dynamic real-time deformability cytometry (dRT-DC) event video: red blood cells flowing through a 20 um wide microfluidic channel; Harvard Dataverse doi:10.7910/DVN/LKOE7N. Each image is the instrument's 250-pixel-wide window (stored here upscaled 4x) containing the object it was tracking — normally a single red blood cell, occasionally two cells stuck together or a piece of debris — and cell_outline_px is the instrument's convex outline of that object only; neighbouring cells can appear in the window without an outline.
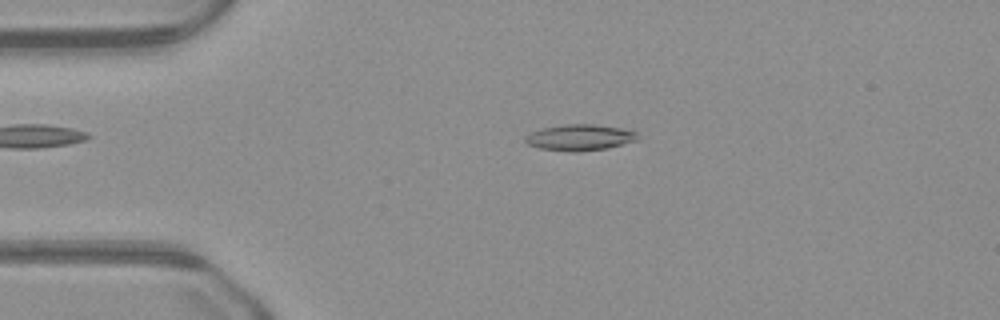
{"species": "common noctule bat (a hibernating species)", "species_latin": "Nyctalus noctula", "temperature_condition": "warm", "stored_images_in_passage": 49, "camera_frame_rate_fps": 3000, "um_per_image_px": 0.085, "animal": {"sex": "male", "body_mass_g": 23.1, "forearm_length_mm": 52.7}, "frame": {"image": 1, "passage_image": 10, "time_ms": 3.0, "image_size_px": [1000, 320], "cell_outline_px": [[640, 140], [608, 148], [576, 152], [572, 152], [540, 148], [528, 144], [524, 140], [524, 136], [540, 128], [564, 124], [592, 124], [620, 128], [640, 132]], "centroid_in_image_um": [49.33, 11.68], "position_along_channel_um": 35.7, "area_um2": 17.34}}
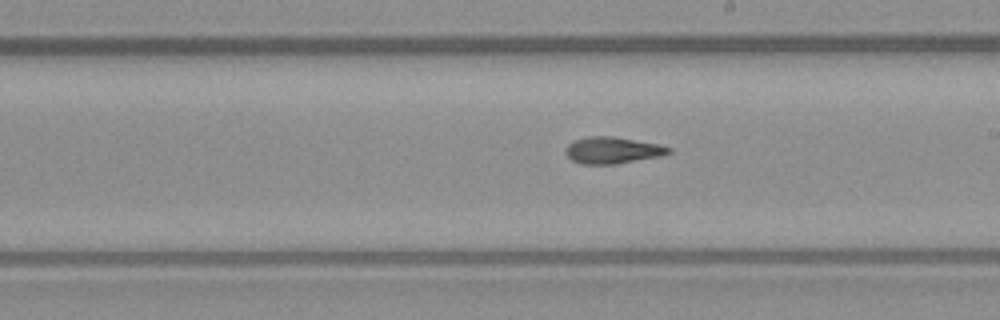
{"frame": {"image": 2, "passage_image": 27, "time_ms": 8.667, "image_size_px": [1000, 320], "cell_outline_px": [[672, 152], [660, 156], [616, 164], [580, 164], [572, 160], [564, 152], [564, 148], [568, 144], [576, 140], [588, 136], [612, 136], [660, 144], [672, 148]], "centroid_in_image_um": [52.06, 12.77], "position_along_channel_um": 236.9, "area_um2": 16.07}}
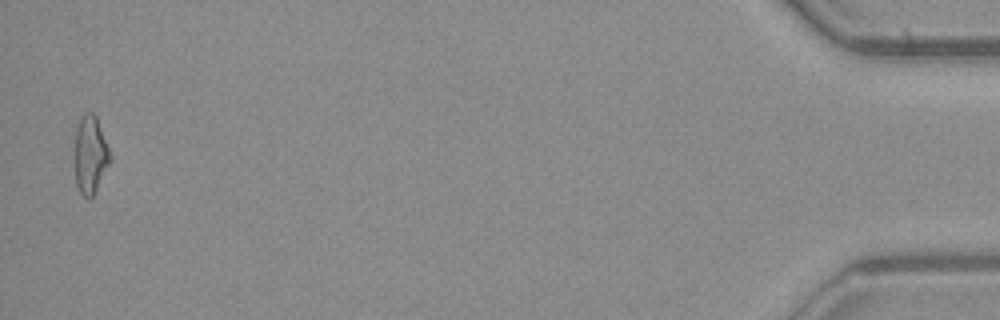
{"frame": {"image": 3, "passage_image": 48, "time_ms": 15.667, "image_size_px": [1000, 320], "cell_outline_px": [[112, 160], [92, 196], [88, 200], [80, 192], [76, 184], [72, 164], [72, 156], [76, 128], [84, 112], [92, 112], [96, 116], [112, 156]], "centroid_in_image_um": [7.63, 13.16], "position_along_channel_um": 427.6, "area_um2": 16.7}}